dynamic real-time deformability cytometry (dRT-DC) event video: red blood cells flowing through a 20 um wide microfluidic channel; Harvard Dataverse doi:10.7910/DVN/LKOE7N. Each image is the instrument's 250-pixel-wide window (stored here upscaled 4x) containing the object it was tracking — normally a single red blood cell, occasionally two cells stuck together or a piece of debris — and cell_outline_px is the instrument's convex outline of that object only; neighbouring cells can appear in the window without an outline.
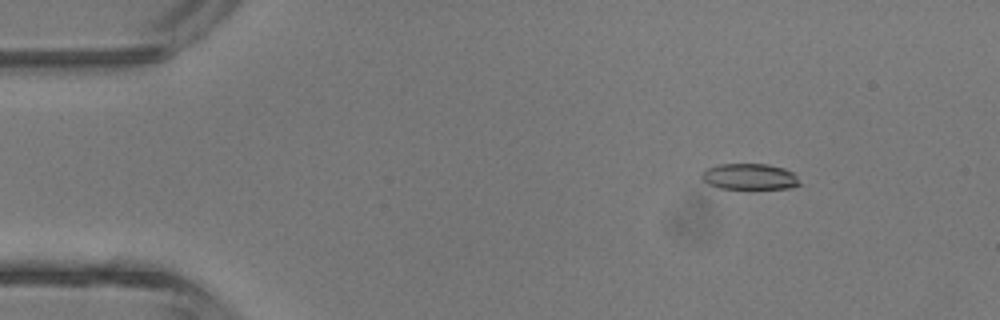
{"species": "common noctule bat (a hibernating species)", "species_latin": "Nyctalus noctula", "temperature_condition": "room temperature", "stored_images_in_passage": 4, "camera_frame_rate_fps": 3000, "um_per_image_px": 0.085, "animal": {"sex": "male", "body_mass_g": 13.3}, "frame": {"image": 1, "passage_image": 1, "time_ms": 0.0, "image_size_px": [1000, 320], "cell_outline_px": [[800, 184], [792, 188], [720, 188], [708, 184], [700, 176], [700, 172], [704, 168], [720, 164], [768, 164], [784, 168], [792, 172], [796, 176]], "centroid_in_image_um": [63.67, 15.0], "position_along_channel_um": 21.3, "area_um2": 14.85}}